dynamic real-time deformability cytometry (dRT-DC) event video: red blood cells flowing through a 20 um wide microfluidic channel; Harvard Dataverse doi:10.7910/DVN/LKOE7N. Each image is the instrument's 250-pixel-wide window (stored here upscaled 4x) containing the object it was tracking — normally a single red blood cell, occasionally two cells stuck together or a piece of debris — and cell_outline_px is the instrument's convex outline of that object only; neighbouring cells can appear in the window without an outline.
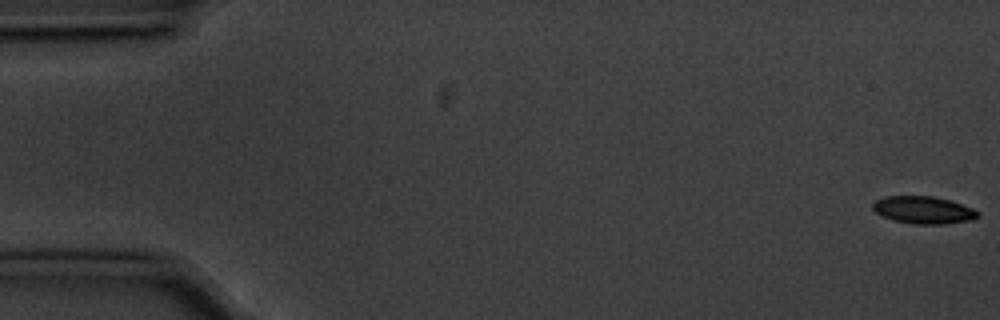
{"species": "common noctule bat (a hibernating species)", "species_latin": "Nyctalus noctula", "temperature_condition": "cold", "stored_images_in_passage": 56, "camera_frame_rate_fps": 3000, "um_per_image_px": 0.085, "animal": {"sex": "male", "body_mass_g": 20.1, "forearm_length_mm": 53.5}, "frame": {"image": 1, "passage_image": 1, "time_ms": 0.0, "image_size_px": [1000, 320], "cell_outline_px": [[980, 216], [972, 220], [944, 224], [916, 224], [892, 220], [880, 216], [872, 208], [872, 204], [876, 200], [884, 196], [932, 196], [948, 200], [972, 208], [980, 212]], "centroid_in_image_um": [78.47, 17.85], "position_along_channel_um": 6.5, "area_um2": 16.82}}
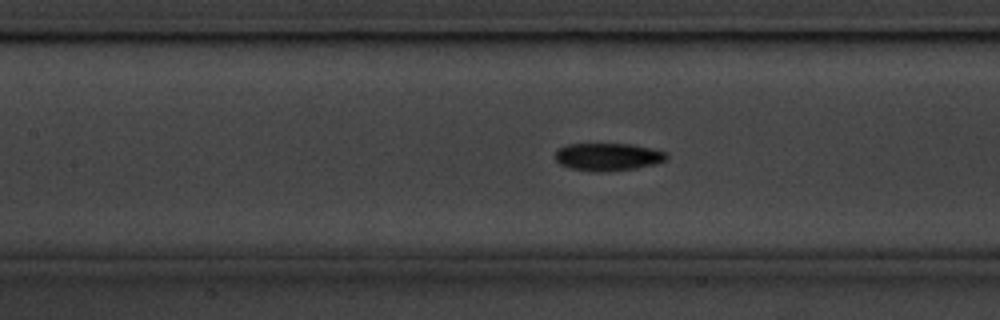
{"frame": {"image": 2, "passage_image": 25, "time_ms": 8.0, "image_size_px": [1000, 320], "cell_outline_px": [[668, 156], [664, 160], [656, 164], [636, 168], [596, 172], [572, 168], [560, 164], [556, 160], [556, 152], [560, 148], [568, 144], [632, 144], [652, 148], [668, 152]], "centroid_in_image_um": [51.72, 13.32], "position_along_channel_um": 155.7, "area_um2": 17.8}}
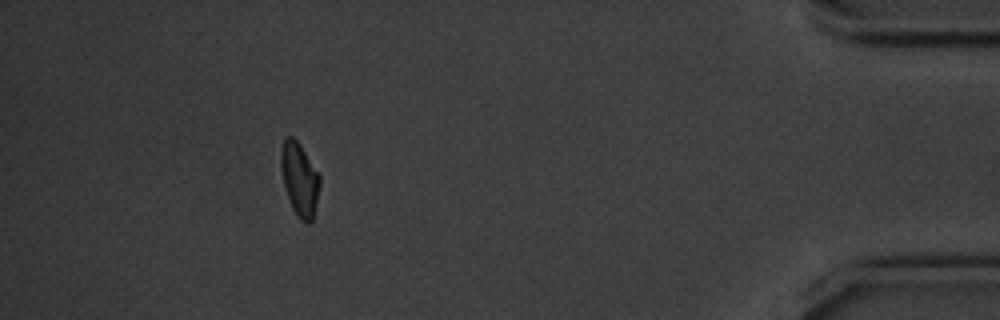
{"frame": {"image": 3, "passage_image": 51, "time_ms": 16.667, "image_size_px": [1000, 320], "cell_outline_px": [[320, 184], [312, 220], [308, 224], [300, 220], [296, 216], [292, 208], [284, 184], [280, 168], [280, 148], [284, 140], [288, 136], [292, 136], [300, 144], [320, 172]], "centroid_in_image_um": [25.46, 15.2], "position_along_channel_um": 409.7, "area_um2": 16.76}, "authors_computed_cell_mechanics": {"area_um2": 17.1377, "velocity_mm_per_s": 3.5852, "shape_relaxation_time_tau1_ms": 2.26, "shape_relaxation_time_tau2_ms": null, "deformation_change_tau1": 0.1011, "deformation_change_tau2": null}}